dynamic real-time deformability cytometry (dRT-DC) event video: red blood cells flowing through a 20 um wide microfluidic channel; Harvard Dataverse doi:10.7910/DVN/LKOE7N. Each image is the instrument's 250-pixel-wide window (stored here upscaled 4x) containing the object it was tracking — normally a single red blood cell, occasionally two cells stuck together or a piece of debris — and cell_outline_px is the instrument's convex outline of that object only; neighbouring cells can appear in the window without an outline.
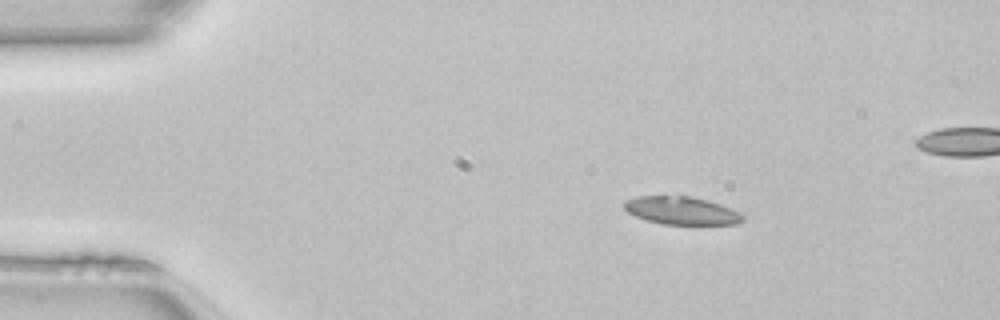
{"species": "common noctule bat (a hibernating species)", "species_latin": "Nyctalus noctula", "temperature_condition": "room temperature", "stored_images_in_passage": 27, "camera_frame_rate_fps": 3000, "um_per_image_px": 0.085, "animal": {"sex": "female", "body_mass_g": 22.7, "forearm_length_mm": 54.2}, "frame": {"image": 1, "passage_image": 1, "time_ms": 0.0, "image_size_px": [1000, 320], "cell_outline_px": [[744, 220], [736, 224], [664, 224], [648, 220], [636, 216], [628, 212], [624, 208], [624, 200], [636, 196], [688, 196], [708, 200], [720, 204], [740, 212], [744, 216]], "centroid_in_image_um": [57.93, 17.89], "position_along_channel_um": 27.1, "area_um2": 19.19}}